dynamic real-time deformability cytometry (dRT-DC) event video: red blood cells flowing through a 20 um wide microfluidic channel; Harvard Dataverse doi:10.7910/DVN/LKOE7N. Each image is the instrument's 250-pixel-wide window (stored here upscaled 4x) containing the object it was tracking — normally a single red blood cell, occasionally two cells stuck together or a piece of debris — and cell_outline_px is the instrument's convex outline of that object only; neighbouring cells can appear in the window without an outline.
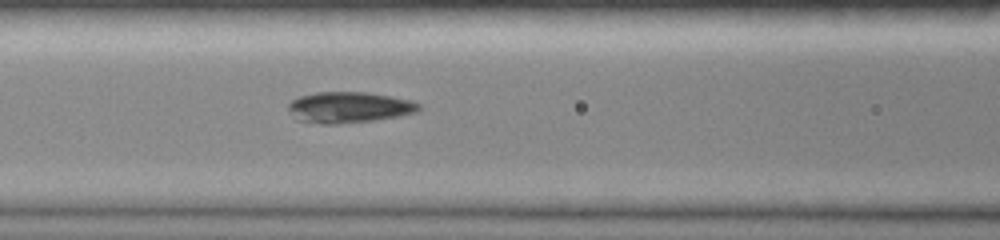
{"species": "common noctule bat (a hibernating species)", "species_latin": "Nyctalus noctula", "temperature_condition": "room temperature", "stored_images_in_passage": 23, "segment_of_instrument_passage": [2, 2], "camera_frame_rate_fps": 3000, "um_per_image_px": 0.085, "animal": {"sex": "female", "body_mass_g": 19.0, "forearm_length_mm": 51.5}, "frame": {"image": 1, "passage_image": 14, "time_ms": 7.0, "image_size_px": [1000, 240], "cell_outline_px": [[420, 108], [416, 112], [400, 116], [376, 120], [336, 124], [324, 124], [296, 120], [288, 108], [288, 104], [292, 100], [300, 96], [316, 92], [364, 92], [412, 100], [420, 104]], "centroid_in_image_um": [29.66, 9.13], "position_along_channel_um": 136.9, "area_um2": 23.52}}
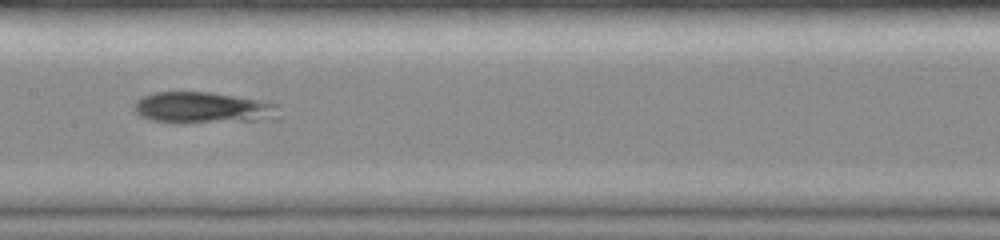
{"frame": {"image": 2, "passage_image": 17, "time_ms": 8.333, "image_size_px": [1000, 240], "cell_outline_px": [[280, 120], [188, 124], [176, 124], [152, 120], [140, 116], [136, 112], [136, 100], [140, 96], [152, 92], [208, 92], [272, 100], [276, 104]], "centroid_in_image_um": [17.37, 9.18], "position_along_channel_um": 190.0, "area_um2": 27.74}}